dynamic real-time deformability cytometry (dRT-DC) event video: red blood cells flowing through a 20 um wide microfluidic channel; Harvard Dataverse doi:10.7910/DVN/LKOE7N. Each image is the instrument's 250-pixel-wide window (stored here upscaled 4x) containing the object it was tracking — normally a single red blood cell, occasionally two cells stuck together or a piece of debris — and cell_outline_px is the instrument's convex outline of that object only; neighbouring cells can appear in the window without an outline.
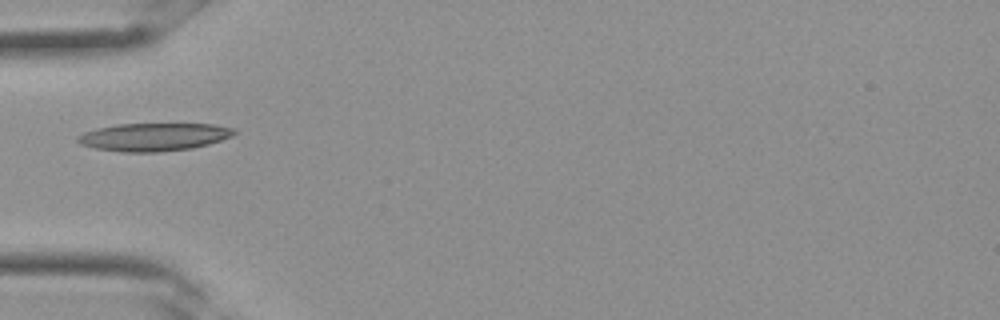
{"species": "Egyptian fruit bat (a non-hibernating species)", "species_latin": "Rousettus aegyptiacus", "temperature_condition": "room temperature", "stored_images_in_passage": 23, "camera_frame_rate_fps": 3000, "um_per_image_px": 0.085, "frame": {"image": 1, "passage_image": 2, "time_ms": 0.333, "image_size_px": [1000, 320], "cell_outline_px": [[236, 132], [232, 136], [208, 144], [192, 148], [156, 152], [120, 152], [96, 148], [80, 144], [76, 140], [76, 136], [84, 132], [96, 128], [116, 124], [212, 124], [236, 128]], "centroid_in_image_um": [13.05, 11.63], "position_along_channel_um": 71.9, "area_um2": 25.49}}
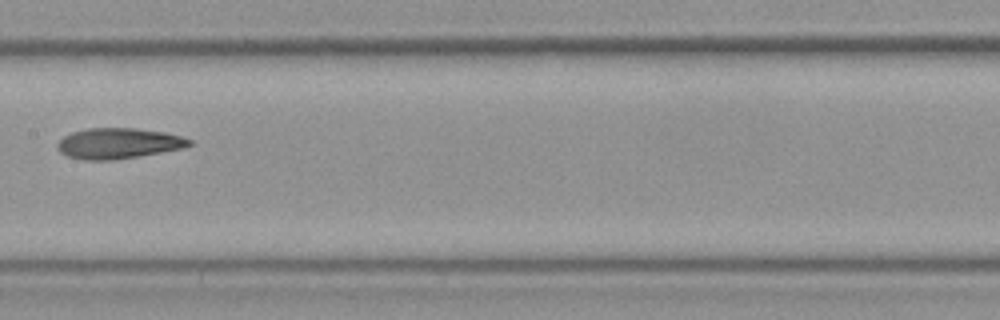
{"frame": {"image": 2, "passage_image": 8, "time_ms": 2.333, "image_size_px": [1000, 320], "cell_outline_px": [[192, 144], [184, 148], [112, 160], [84, 160], [68, 156], [60, 152], [56, 148], [56, 144], [64, 136], [72, 132], [88, 128], [136, 128], [164, 132], [180, 136], [192, 140]], "centroid_in_image_um": [10.04, 12.18], "position_along_channel_um": 197.4, "area_um2": 23.41}}
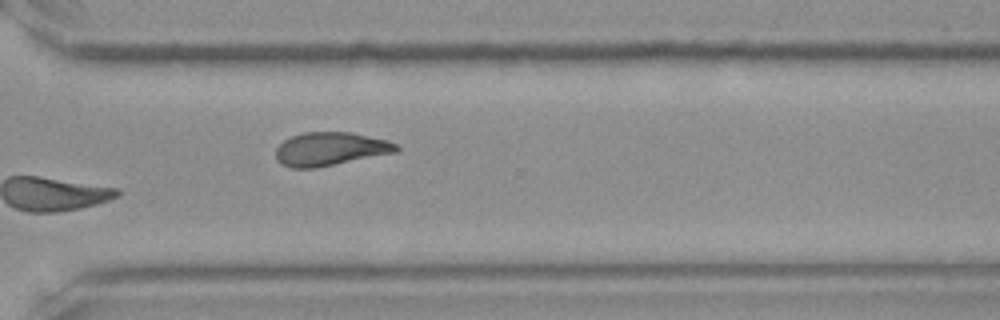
{"frame": {"image": 3, "passage_image": 15, "time_ms": 4.667, "image_size_px": [1000, 320], "cell_outline_px": [[400, 148], [396, 152], [316, 168], [292, 168], [280, 164], [276, 160], [276, 148], [284, 140], [292, 136], [304, 132], [352, 132], [388, 140], [396, 144]], "centroid_in_image_um": [28.06, 12.66], "position_along_channel_um": 342.5, "area_um2": 23.52}}